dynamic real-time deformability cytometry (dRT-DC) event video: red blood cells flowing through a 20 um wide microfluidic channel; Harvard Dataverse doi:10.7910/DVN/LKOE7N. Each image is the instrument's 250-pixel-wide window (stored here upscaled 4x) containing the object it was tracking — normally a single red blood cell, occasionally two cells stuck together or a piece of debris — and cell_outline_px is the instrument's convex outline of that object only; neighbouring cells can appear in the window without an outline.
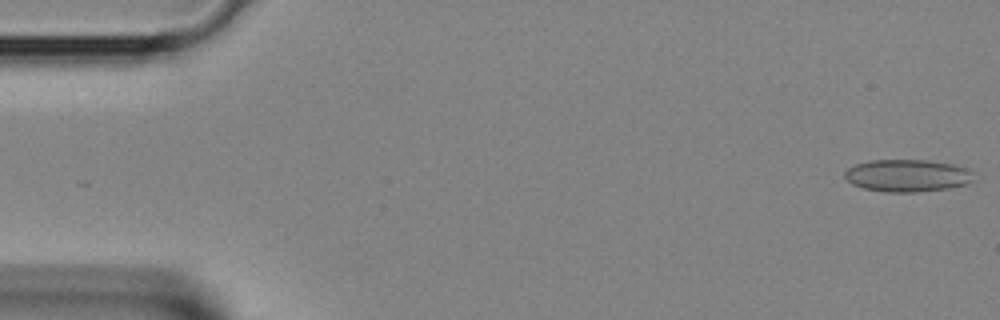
{"species": "Egyptian fruit bat (a non-hibernating species)", "species_latin": "Rousettus aegyptiacus", "temperature_condition": "room temperature", "stored_images_in_passage": 12, "camera_frame_rate_fps": 3000, "um_per_image_px": 0.085, "animal": {"sex": "female"}, "frame": {"image": 1, "passage_image": 1, "time_ms": 0.0, "image_size_px": [1000, 320], "cell_outline_px": [[972, 180], [968, 184], [948, 188], [916, 192], [888, 192], [864, 188], [852, 184], [844, 176], [844, 172], [848, 168], [856, 164], [868, 160], [928, 160], [952, 164], [968, 168], [972, 172]], "centroid_in_image_um": [77.12, 14.92], "position_along_channel_um": 7.9, "area_um2": 24.28}}